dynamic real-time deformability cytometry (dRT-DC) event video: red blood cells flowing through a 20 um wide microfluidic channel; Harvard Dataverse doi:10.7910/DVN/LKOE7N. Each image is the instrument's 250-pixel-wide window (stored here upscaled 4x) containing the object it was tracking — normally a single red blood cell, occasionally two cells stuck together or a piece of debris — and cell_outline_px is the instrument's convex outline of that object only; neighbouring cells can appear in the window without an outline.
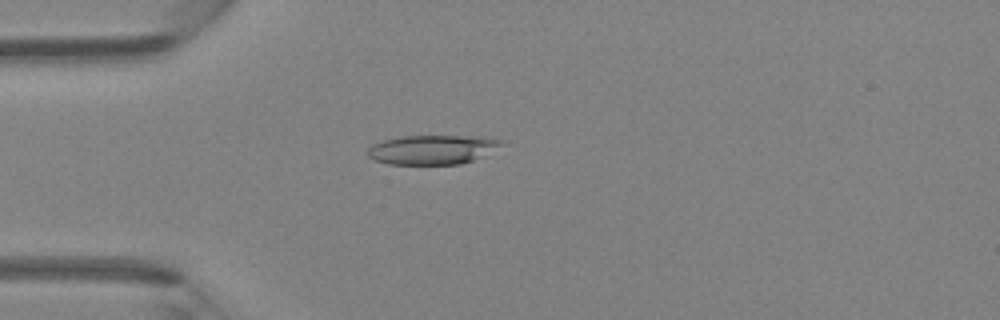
{"species": "Egyptian fruit bat (a non-hibernating species)", "species_latin": "Rousettus aegyptiacus", "temperature_condition": "room temperature", "stored_images_in_passage": 4, "camera_frame_rate_fps": 3000, "um_per_image_px": 0.085, "animal": {"sex": "female"}, "frame": {"image": 1, "passage_image": 4, "time_ms": 4.333, "image_size_px": [1000, 320], "cell_outline_px": [[504, 144], [472, 160], [460, 164], [388, 164], [376, 160], [368, 156], [368, 148], [372, 144], [384, 140], [404, 136], [484, 136], [504, 140]], "centroid_in_image_um": [36.75, 12.7], "position_along_channel_um": 48.2, "area_um2": 22.66}}